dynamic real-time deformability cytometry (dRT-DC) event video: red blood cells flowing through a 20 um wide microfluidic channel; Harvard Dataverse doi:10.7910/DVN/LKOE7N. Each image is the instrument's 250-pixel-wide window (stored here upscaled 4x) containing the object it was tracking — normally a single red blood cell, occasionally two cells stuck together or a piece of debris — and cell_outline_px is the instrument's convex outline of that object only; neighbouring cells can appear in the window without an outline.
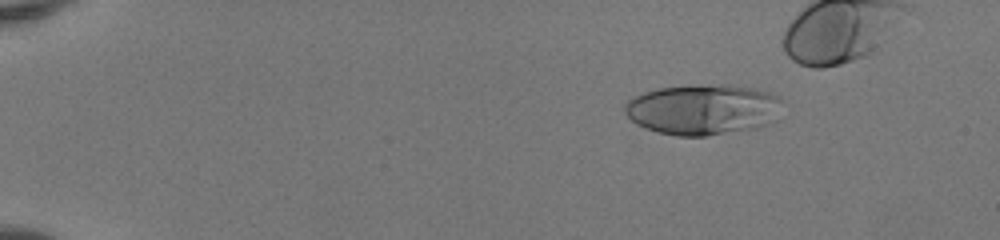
{"species": "human", "species_latin": "Homo sapiens", "temperature_condition": "room temperature", "stored_images_in_passage": 46, "camera_frame_rate_fps": 3000, "um_per_image_px": 0.085, "donor": {"sex": "female"}, "frame": {"image": 1, "passage_image": 7, "time_ms": 2.0, "image_size_px": [1000, 240], "cell_outline_px": [[780, 100], [776, 120], [772, 124], [756, 128], [704, 136], [676, 136], [660, 132], [636, 124], [624, 112], [624, 104], [632, 96], [644, 92], [660, 88], [688, 84], [724, 84], [752, 88], [768, 92], [780, 96]], "centroid_in_image_um": [59.74, 9.29], "position_along_channel_um": 25.3, "area_um2": 46.76}}
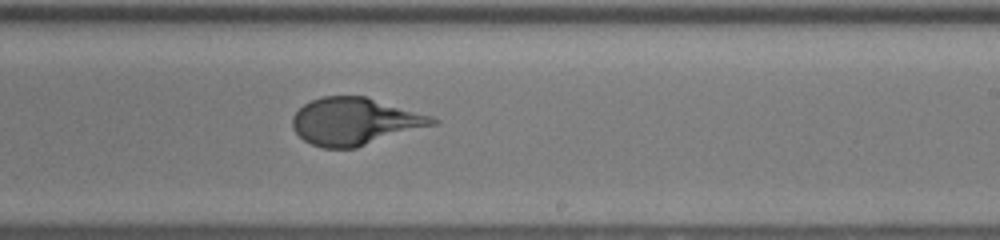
{"frame": {"image": 2, "passage_image": 32, "time_ms": 10.333, "image_size_px": [1000, 240], "cell_outline_px": [[440, 120], [436, 124], [356, 148], [320, 148], [304, 140], [292, 128], [292, 116], [304, 104], [320, 96], [364, 96], [432, 116]], "centroid_in_image_um": [30.14, 10.32], "position_along_channel_um": 258.9, "area_um2": 38.38}}
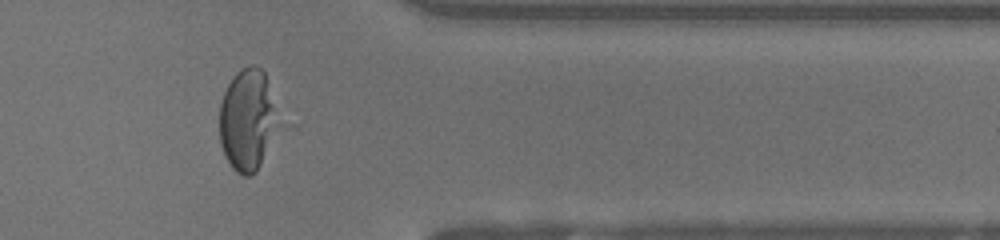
{"frame": {"image": 3, "passage_image": 42, "time_ms": 13.667, "image_size_px": [1000, 240], "cell_outline_px": [[272, 124], [260, 164], [256, 172], [252, 176], [244, 176], [236, 172], [232, 168], [220, 144], [220, 104], [224, 92], [228, 84], [236, 72], [252, 64], [260, 68], [264, 72]], "centroid_in_image_um": [20.86, 10.21], "position_along_channel_um": 390.5, "area_um2": 31.79}}